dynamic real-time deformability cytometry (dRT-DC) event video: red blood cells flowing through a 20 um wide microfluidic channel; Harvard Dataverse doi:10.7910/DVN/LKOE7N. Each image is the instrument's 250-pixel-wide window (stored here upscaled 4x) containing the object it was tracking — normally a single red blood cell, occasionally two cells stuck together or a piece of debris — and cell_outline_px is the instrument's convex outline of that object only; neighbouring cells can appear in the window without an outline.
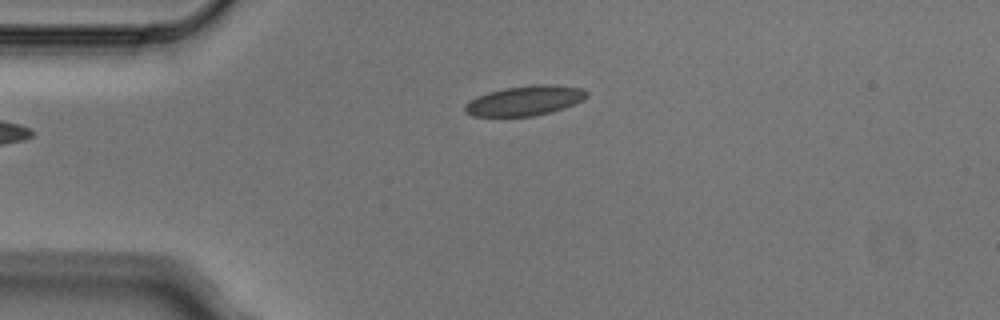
{"species": "Egyptian fruit bat (a non-hibernating species)", "species_latin": "Rousettus aegyptiacus", "temperature_condition": "cold", "stored_images_in_passage": 3, "camera_frame_rate_fps": 3000, "um_per_image_px": 0.085, "animal": {"sex": "male"}, "frame": {"image": 1, "passage_image": 3, "time_ms": 0.667, "image_size_px": [1000, 320], "cell_outline_px": [[588, 96], [564, 108], [552, 112], [532, 116], [472, 116], [464, 112], [464, 104], [468, 100], [476, 96], [488, 92], [504, 88], [536, 84], [552, 84], [580, 88], [588, 92]], "centroid_in_image_um": [44.55, 8.55], "position_along_channel_um": 40.4, "area_um2": 21.21}}